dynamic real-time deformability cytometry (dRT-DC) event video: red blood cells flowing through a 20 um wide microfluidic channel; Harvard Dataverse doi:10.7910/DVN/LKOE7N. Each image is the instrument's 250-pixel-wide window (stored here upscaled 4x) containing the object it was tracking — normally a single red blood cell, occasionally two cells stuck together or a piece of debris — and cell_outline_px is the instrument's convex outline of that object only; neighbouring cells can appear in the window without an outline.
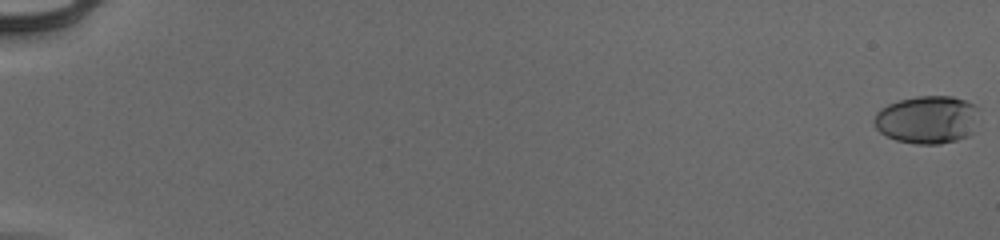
{"species": "human", "species_latin": "Homo sapiens", "temperature_condition": "cold", "stored_images_in_passage": 56, "camera_frame_rate_fps": 3000, "um_per_image_px": 0.085, "donor": {"sex": "male"}, "frame": {"image": 1, "passage_image": 1, "time_ms": 0.0, "image_size_px": [1000, 240], "cell_outline_px": [[980, 108], [972, 132], [968, 136], [956, 140], [940, 144], [916, 144], [896, 140], [880, 132], [876, 128], [872, 120], [876, 112], [880, 108], [888, 104], [900, 100], [916, 96], [952, 96], [976, 104]], "centroid_in_image_um": [78.82, 10.16], "position_along_channel_um": 6.2, "area_um2": 29.54}}
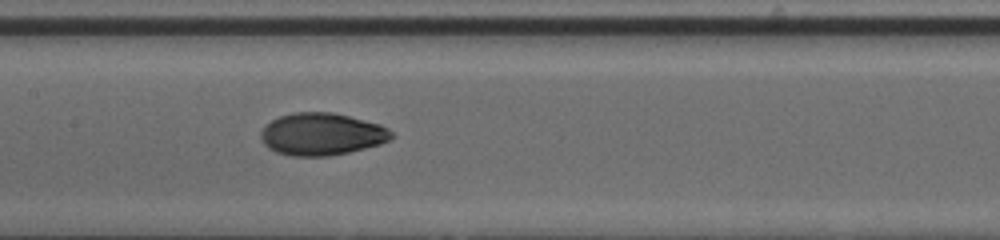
{"frame": {"image": 2, "passage_image": 31, "time_ms": 10.0, "image_size_px": [1000, 240], "cell_outline_px": [[396, 136], [380, 144], [348, 152], [328, 156], [288, 156], [276, 152], [268, 148], [264, 144], [260, 136], [260, 132], [272, 120], [280, 116], [296, 112], [332, 112], [380, 124], [388, 128]], "centroid_in_image_um": [27.35, 11.41], "position_along_channel_um": 180.1, "area_um2": 32.14}}
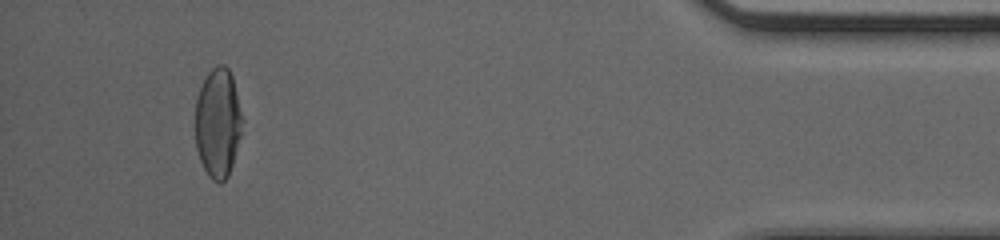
{"frame": {"image": 3, "passage_image": 53, "time_ms": 17.333, "image_size_px": [1000, 240], "cell_outline_px": [[244, 120], [240, 136], [232, 164], [228, 176], [220, 184], [212, 180], [208, 176], [200, 160], [196, 148], [196, 96], [204, 76], [216, 64], [224, 64], [228, 68], [232, 76]], "centroid_in_image_um": [18.52, 10.41], "position_along_channel_um": 416.7, "area_um2": 30.29}, "authors_computed_cell_mechanics": {"area_um2": 30.634, "velocity_mm_per_s": 3.9668, "shape_relaxation_time_tau1_ms": 4.1949, "shape_relaxation_time_tau2_ms": 1.2359, "deformation_change_tau1": 0.1813, "deformation_change_tau2": 0.0468}}